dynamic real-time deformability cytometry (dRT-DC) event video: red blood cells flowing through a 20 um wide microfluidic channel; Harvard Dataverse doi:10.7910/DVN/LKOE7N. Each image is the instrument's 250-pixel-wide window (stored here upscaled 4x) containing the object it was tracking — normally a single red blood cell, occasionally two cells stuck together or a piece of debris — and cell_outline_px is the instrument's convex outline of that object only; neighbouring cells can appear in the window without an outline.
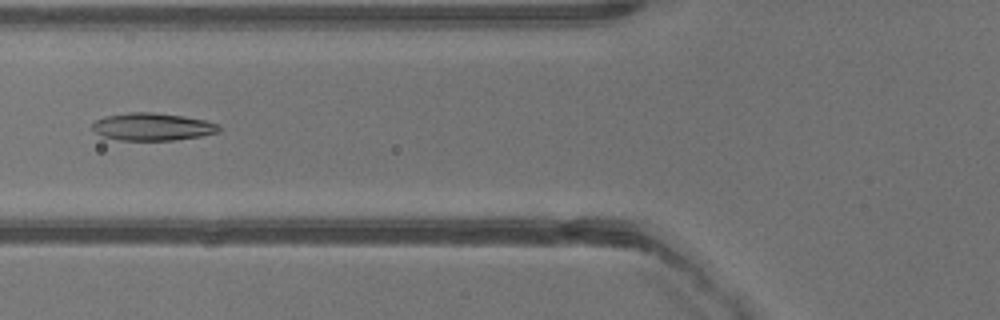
{"species": "common noctule bat (a hibernating species)", "species_latin": "Nyctalus noctula", "temperature_condition": "warm", "stored_images_in_passage": 18, "camera_frame_rate_fps": 3000, "um_per_image_px": 0.085, "animal": {"sex": "male", "body_mass_g": 13.3}, "frame": {"image": 1, "passage_image": 13, "time_ms": 4.0, "image_size_px": [1000, 320], "cell_outline_px": [[220, 132], [200, 136], [176, 140], [120, 140], [100, 136], [92, 128], [92, 124], [96, 120], [104, 116], [128, 112], [152, 112], [184, 116], [204, 120], [220, 124]], "centroid_in_image_um": [12.96, 10.77], "position_along_channel_um": 112.8, "area_um2": 20.46}}